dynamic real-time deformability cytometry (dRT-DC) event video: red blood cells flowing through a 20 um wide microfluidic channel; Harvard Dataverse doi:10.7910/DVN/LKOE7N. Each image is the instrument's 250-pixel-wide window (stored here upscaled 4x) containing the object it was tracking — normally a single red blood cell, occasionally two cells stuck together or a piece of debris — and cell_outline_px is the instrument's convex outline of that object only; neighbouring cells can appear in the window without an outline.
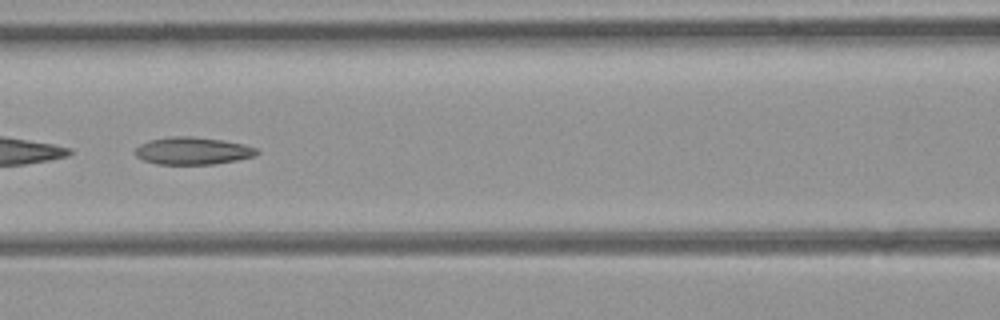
{"species": "common noctule bat (a hibernating species)", "species_latin": "Nyctalus noctula", "temperature_condition": "room temperature", "stored_images_in_passage": 37, "camera_frame_rate_fps": 3000, "um_per_image_px": 0.085, "animal": {"sex": "female", "body_mass_g": 21.9}, "frame": {"image": 1, "passage_image": 11, "time_ms": 3.333, "image_size_px": [1000, 320], "cell_outline_px": [[260, 152], [256, 156], [216, 164], [156, 164], [144, 160], [136, 156], [132, 152], [140, 144], [148, 140], [172, 136], [192, 136], [224, 140], [244, 144], [256, 148]], "centroid_in_image_um": [16.37, 12.82], "position_along_channel_um": 150.2, "area_um2": 19.65}, "authors_computed_cell_mechanics": {"area_um2": 19.7676, "velocity_mm_per_s": 4.2814, "shape_relaxation_time_tau1_ms": null, "shape_relaxation_time_tau2_ms": 5.3413, "deformation_change_tau1": null, "deformation_change_tau2": 0.1386}}